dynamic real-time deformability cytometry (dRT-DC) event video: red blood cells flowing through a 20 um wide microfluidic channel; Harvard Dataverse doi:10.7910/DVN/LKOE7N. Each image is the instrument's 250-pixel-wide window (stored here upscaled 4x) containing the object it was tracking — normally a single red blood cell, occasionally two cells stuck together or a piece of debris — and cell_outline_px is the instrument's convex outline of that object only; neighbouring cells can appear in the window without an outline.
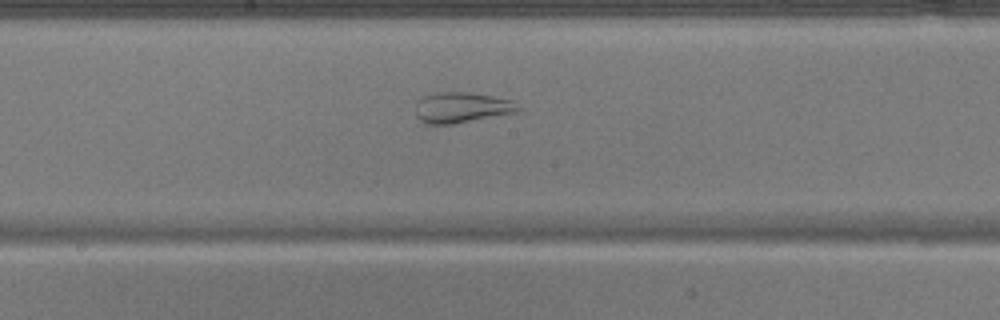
{"species": "common noctule bat (a hibernating species)", "species_latin": "Nyctalus noctula", "temperature_condition": "warm", "stored_images_in_passage": 37, "camera_frame_rate_fps": 3000, "um_per_image_px": 0.085, "animal": {"sex": "male", "body_mass_g": 17.9}, "frame": {"image": 1, "passage_image": 14, "time_ms": 4.333, "image_size_px": [1000, 320], "cell_outline_px": [[524, 108], [520, 112], [452, 124], [424, 124], [416, 116], [416, 100], [424, 96], [436, 92], [472, 92], [512, 100]], "centroid_in_image_um": [39.27, 9.14], "position_along_channel_um": 208.9, "area_um2": 18.67}}
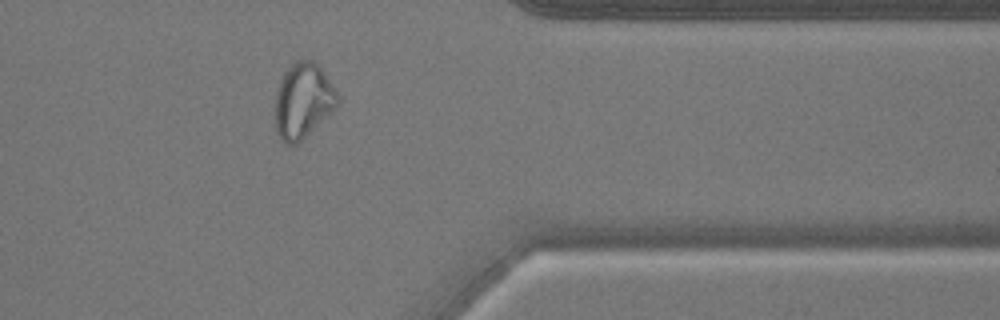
{"frame": {"image": 2, "passage_image": 28, "time_ms": 9.0, "image_size_px": [1000, 320], "cell_outline_px": [[340, 100], [332, 112], [296, 144], [288, 144], [276, 132], [276, 92], [280, 80], [284, 72], [296, 60], [312, 60], [324, 72], [340, 96]], "centroid_in_image_um": [25.77, 8.53], "position_along_channel_um": 385.6, "area_um2": 26.93}}
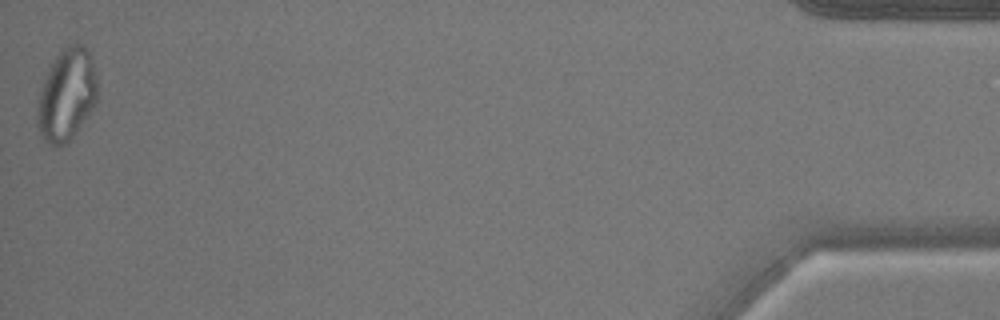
{"frame": {"image": 3, "passage_image": 37, "time_ms": 12.0, "image_size_px": [1000, 320], "cell_outline_px": [[96, 104], [68, 140], [64, 144], [48, 144], [40, 140], [36, 128], [36, 100], [44, 76], [48, 68], [60, 48], [72, 44], [84, 44], [88, 48], [96, 72]], "centroid_in_image_um": [5.6, 8.03], "position_along_channel_um": 429.6, "area_um2": 32.71}}